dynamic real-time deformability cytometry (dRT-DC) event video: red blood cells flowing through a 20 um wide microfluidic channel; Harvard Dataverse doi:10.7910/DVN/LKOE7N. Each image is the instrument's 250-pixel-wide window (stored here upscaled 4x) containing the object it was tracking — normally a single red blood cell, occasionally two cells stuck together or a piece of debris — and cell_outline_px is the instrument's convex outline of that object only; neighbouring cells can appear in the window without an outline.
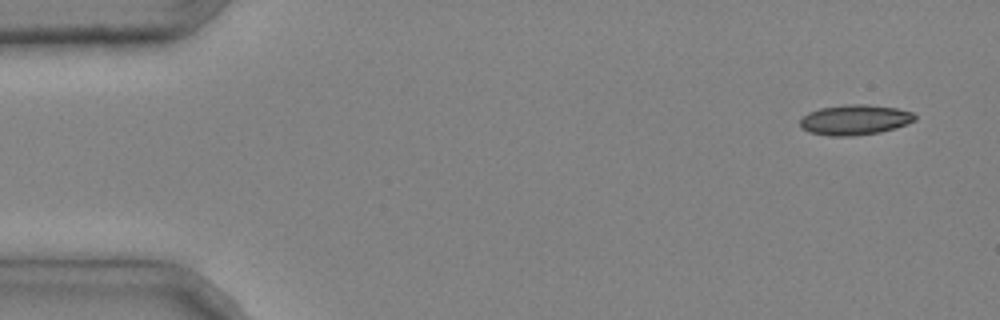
{"species": "common noctule bat (a hibernating species)", "species_latin": "Nyctalus noctula", "temperature_condition": "cold", "stored_images_in_passage": 4, "camera_frame_rate_fps": 3000, "um_per_image_px": 0.085, "animal": {"sex": "male", "body_mass_g": 20.4}, "frame": {"image": 1, "passage_image": 1, "time_ms": 0.0, "image_size_px": [1000, 320], "cell_outline_px": [[916, 120], [896, 128], [880, 132], [852, 136], [832, 136], [808, 132], [800, 128], [800, 120], [808, 112], [820, 108], [852, 104], [868, 104], [896, 108], [912, 112], [916, 116]], "centroid_in_image_um": [72.66, 10.19], "position_along_channel_um": 12.3, "area_um2": 20.23}}
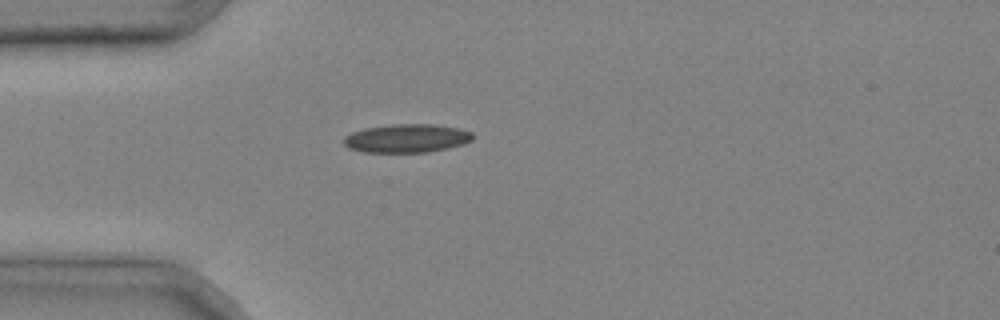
{"frame": {"image": 2, "passage_image": 4, "time_ms": 1.0, "image_size_px": [1000, 320], "cell_outline_px": [[472, 140], [464, 144], [448, 148], [428, 152], [364, 152], [348, 148], [344, 144], [344, 136], [352, 132], [364, 128], [392, 124], [432, 124], [456, 128], [472, 132]], "centroid_in_image_um": [34.55, 11.76], "position_along_channel_um": 50.5, "area_um2": 21.39}}